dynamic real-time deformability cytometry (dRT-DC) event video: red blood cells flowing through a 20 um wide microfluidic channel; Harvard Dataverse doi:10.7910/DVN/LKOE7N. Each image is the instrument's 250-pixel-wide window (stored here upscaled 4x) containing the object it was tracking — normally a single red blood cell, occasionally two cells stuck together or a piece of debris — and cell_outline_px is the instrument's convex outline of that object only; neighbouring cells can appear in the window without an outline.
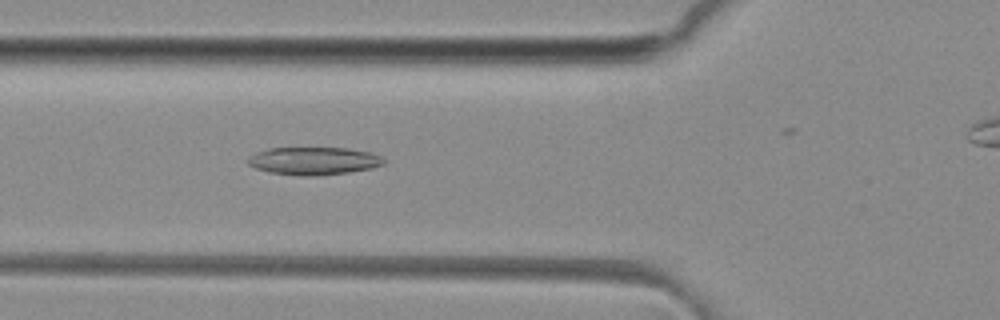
{"species": "common noctule bat (a hibernating species)", "species_latin": "Nyctalus noctula", "temperature_condition": "room temperature", "stored_images_in_passage": 32, "camera_frame_rate_fps": 3000, "um_per_image_px": 0.085, "animal": {"sex": "female", "body_mass_g": 29.2, "forearm_length_mm": 56.3}, "frame": {"image": 1, "passage_image": 6, "time_ms": 1.667, "image_size_px": [1000, 320], "cell_outline_px": [[384, 164], [372, 168], [348, 172], [316, 176], [300, 176], [268, 172], [256, 168], [248, 164], [248, 156], [256, 152], [268, 148], [348, 148], [368, 152], [380, 156], [384, 160]], "centroid_in_image_um": [26.63, 13.68], "position_along_channel_um": 99.2, "area_um2": 21.96}}
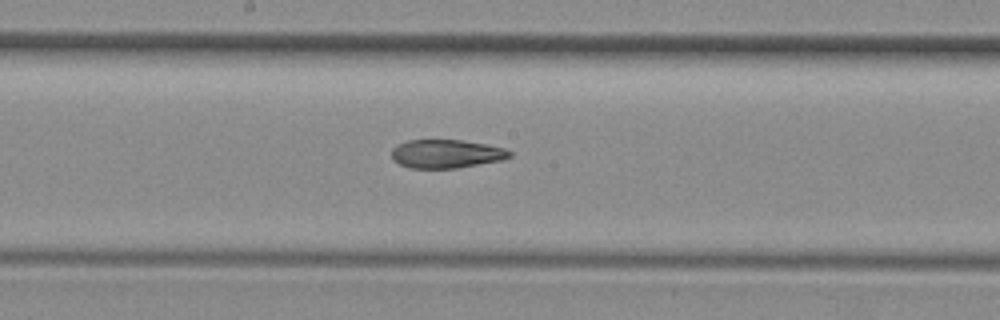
{"frame": {"image": 2, "passage_image": 14, "time_ms": 4.333, "image_size_px": [1000, 320], "cell_outline_px": [[512, 156], [500, 160], [456, 168], [408, 168], [392, 160], [392, 148], [408, 140], [460, 140], [484, 144], [504, 148], [512, 152]], "centroid_in_image_um": [37.91, 13.08], "position_along_channel_um": 210.3, "area_um2": 19.42}}
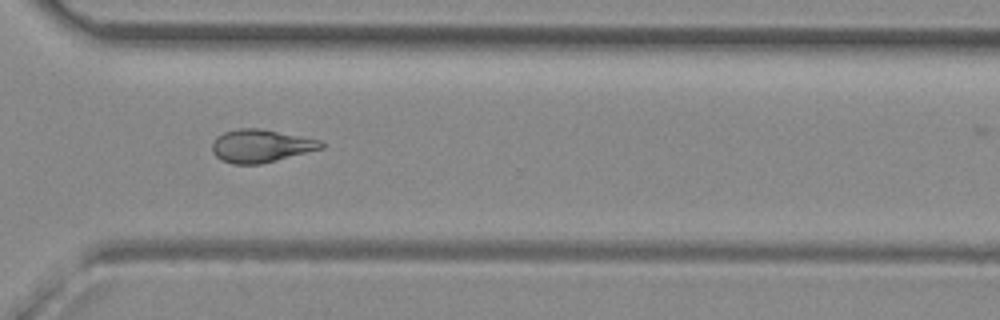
{"frame": {"image": 3, "passage_image": 24, "time_ms": 7.667, "image_size_px": [1000, 320], "cell_outline_px": [[324, 148], [260, 164], [232, 164], [220, 160], [212, 152], [212, 144], [216, 136], [224, 132], [240, 128], [260, 128], [320, 140], [324, 144]], "centroid_in_image_um": [22.14, 12.4], "position_along_channel_um": 348.5, "area_um2": 20.87}, "authors_computed_cell_mechanics": {"area_um2": 20.9236, "velocity_mm_per_s": 4.1433, "shape_relaxation_time_tau1_ms": null, "shape_relaxation_time_tau2_ms": 3.9708, "deformation_change_tau1": null, "deformation_change_tau2": 0.1272}}